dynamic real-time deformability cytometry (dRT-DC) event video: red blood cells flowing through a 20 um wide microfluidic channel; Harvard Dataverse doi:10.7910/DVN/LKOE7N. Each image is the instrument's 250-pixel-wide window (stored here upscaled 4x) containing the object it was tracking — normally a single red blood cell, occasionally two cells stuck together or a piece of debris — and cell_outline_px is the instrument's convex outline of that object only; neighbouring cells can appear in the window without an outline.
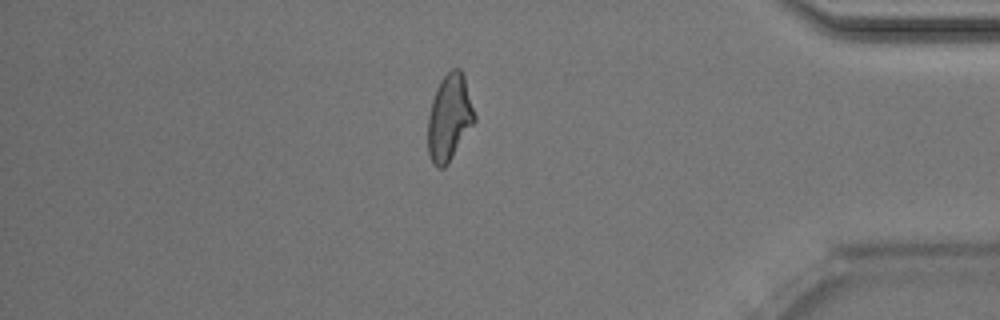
{"species": "Egyptian fruit bat (a non-hibernating species)", "species_latin": "Rousettus aegyptiacus", "temperature_condition": "room temperature", "stored_images_in_passage": 50, "camera_frame_rate_fps": 3000, "um_per_image_px": 0.085, "animal": {"sex": "male"}, "frame": {"image": 1, "passage_image": 43, "time_ms": 14.0, "image_size_px": [1000, 320], "cell_outline_px": [[476, 120], [448, 164], [444, 168], [436, 168], [432, 164], [428, 152], [428, 116], [432, 100], [436, 88], [440, 80], [452, 68], [460, 68], [464, 76], [476, 116]], "centroid_in_image_um": [38.19, 10.01], "position_along_channel_um": 397.0, "area_um2": 23.58}, "authors_computed_cell_mechanics": {"area_um2": 23.5535, "velocity_mm_per_s": 4.028, "shape_relaxation_time_tau1_ms": null, "shape_relaxation_time_tau2_ms": 2.218, "deformation_change_tau1": null, "deformation_change_tau2": 0.1052}}